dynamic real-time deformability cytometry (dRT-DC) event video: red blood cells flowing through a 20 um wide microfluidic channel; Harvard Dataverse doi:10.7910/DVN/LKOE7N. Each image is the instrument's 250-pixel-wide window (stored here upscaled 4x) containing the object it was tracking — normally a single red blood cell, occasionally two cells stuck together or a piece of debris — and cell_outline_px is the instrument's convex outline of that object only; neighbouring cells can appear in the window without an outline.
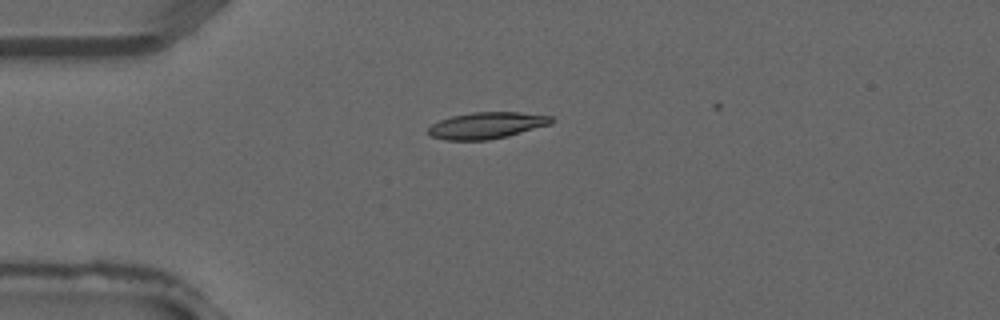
{"species": "common noctule bat (a hibernating species)", "species_latin": "Nyctalus noctula", "temperature_condition": "warm", "stored_images_in_passage": 2, "camera_frame_rate_fps": 3000, "um_per_image_px": 0.085, "animal": {"sex": "male", "forearm_length_mm": 52.5}, "frame": {"image": 1, "passage_image": 2, "time_ms": 0.333, "image_size_px": [1000, 320], "cell_outline_px": [[552, 124], [508, 136], [488, 140], [444, 140], [432, 136], [428, 132], [428, 128], [432, 124], [440, 120], [452, 116], [472, 112], [516, 112], [552, 116]], "centroid_in_image_um": [41.37, 10.66], "position_along_channel_um": 43.6, "area_um2": 18.96}}